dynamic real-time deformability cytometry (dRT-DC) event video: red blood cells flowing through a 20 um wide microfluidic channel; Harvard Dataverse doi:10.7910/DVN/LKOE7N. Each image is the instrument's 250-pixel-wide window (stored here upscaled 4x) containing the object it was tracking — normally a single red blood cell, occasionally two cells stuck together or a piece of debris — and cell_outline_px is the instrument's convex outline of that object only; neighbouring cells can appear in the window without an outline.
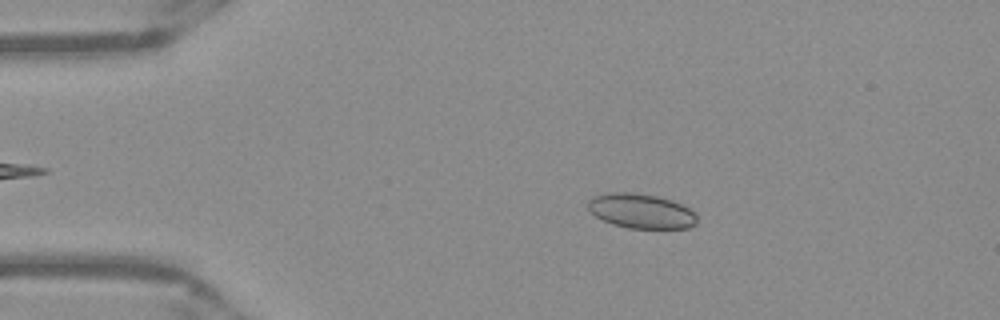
{"species": "Egyptian fruit bat (a non-hibernating species)", "species_latin": "Rousettus aegyptiacus", "temperature_condition": "warm", "stored_images_in_passage": 51, "camera_frame_rate_fps": 3000, "um_per_image_px": 0.085, "frame": {"image": 1, "passage_image": 9, "time_ms": 2.667, "image_size_px": [1000, 320], "cell_outline_px": [[696, 224], [688, 228], [628, 228], [612, 224], [596, 216], [588, 208], [588, 200], [596, 196], [612, 192], [632, 192], [656, 196], [680, 204], [688, 208], [696, 216]], "centroid_in_image_um": [54.48, 17.95], "position_along_channel_um": 30.5, "area_um2": 21.62}}
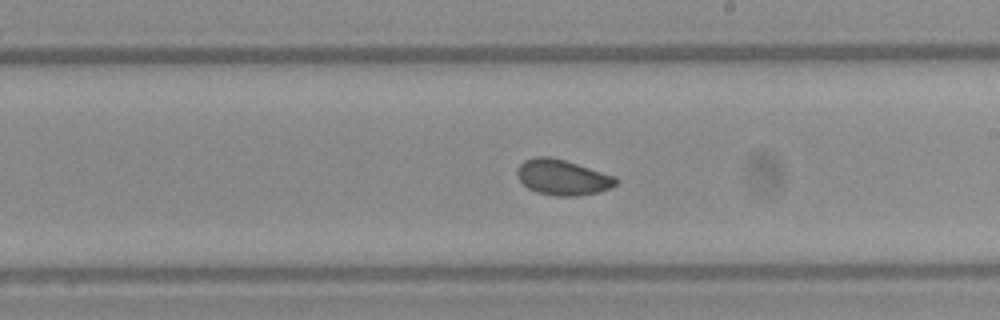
{"frame": {"image": 2, "passage_image": 29, "time_ms": 9.333, "image_size_px": [1000, 320], "cell_outline_px": [[620, 180], [616, 184], [600, 192], [576, 196], [556, 196], [536, 192], [528, 188], [516, 176], [516, 172], [520, 164], [524, 160], [536, 156], [548, 156], [564, 160], [616, 176]], "centroid_in_image_um": [47.81, 15.07], "position_along_channel_um": 241.2, "area_um2": 20.46}}
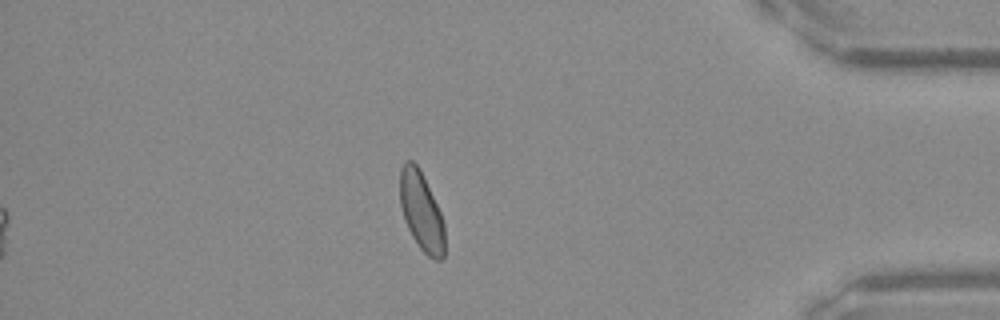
{"frame": {"image": 3, "passage_image": 44, "time_ms": 14.333, "image_size_px": [1000, 320], "cell_outline_px": [[444, 256], [440, 260], [432, 260], [420, 248], [412, 236], [404, 220], [400, 204], [400, 168], [404, 160], [412, 160], [420, 168], [440, 212], [444, 224]], "centroid_in_image_um": [35.8, 17.95], "position_along_channel_um": 399.4, "area_um2": 20.58}, "authors_computed_cell_mechanics": {"area_um2": 20.6924, "velocity_mm_per_s": 3.9214, "shape_relaxation_time_tau1_ms": 4.8291, "shape_relaxation_time_tau2_ms": 2.0174, "deformation_change_tau1": 0.075, "deformation_change_tau2": 0.0463}}